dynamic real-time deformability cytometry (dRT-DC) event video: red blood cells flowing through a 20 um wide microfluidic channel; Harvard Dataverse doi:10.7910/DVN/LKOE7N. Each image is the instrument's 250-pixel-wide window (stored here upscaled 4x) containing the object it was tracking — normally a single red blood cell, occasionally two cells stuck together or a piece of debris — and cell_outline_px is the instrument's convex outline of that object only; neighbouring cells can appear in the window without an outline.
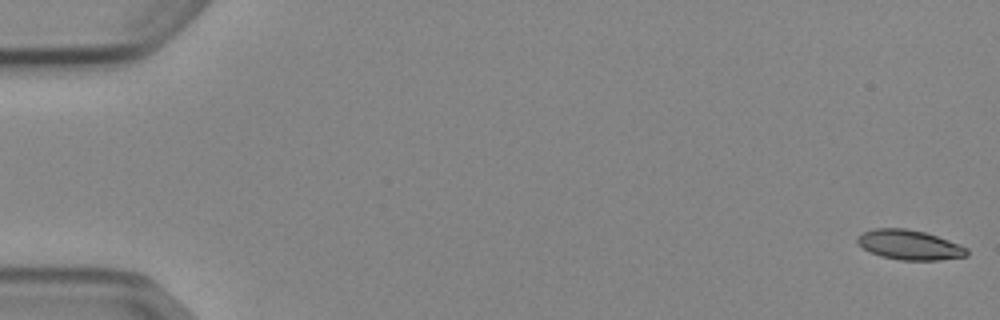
{"species": "Egyptian fruit bat (a non-hibernating species)", "species_latin": "Rousettus aegyptiacus", "temperature_condition": "cold", "stored_images_in_passage": 53, "camera_frame_rate_fps": 3000, "um_per_image_px": 0.085, "animal": {"sex": "female"}, "frame": {"image": 1, "passage_image": 1, "time_ms": 0.0, "image_size_px": [1000, 320], "cell_outline_px": [[968, 256], [940, 260], [900, 260], [880, 256], [864, 248], [856, 240], [856, 236], [864, 232], [876, 228], [904, 228], [924, 232], [960, 244], [968, 248]], "centroid_in_image_um": [77.33, 20.82], "position_along_channel_um": 7.7, "area_um2": 18.9}}
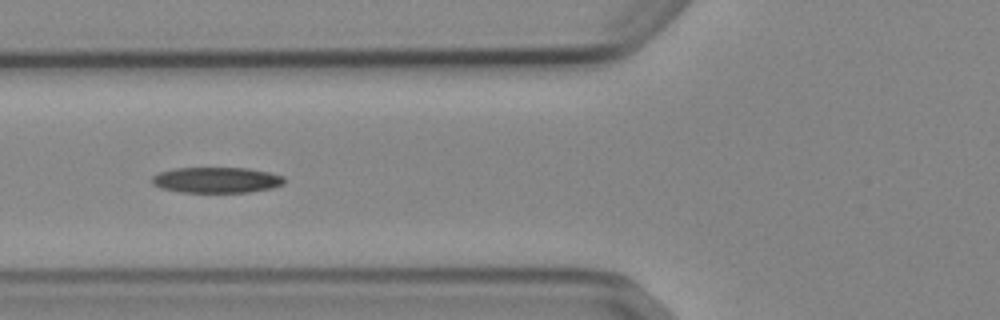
{"frame": {"image": 2, "passage_image": 21, "time_ms": 6.667, "image_size_px": [1000, 320], "cell_outline_px": [[284, 184], [272, 188], [248, 192], [180, 192], [160, 188], [152, 184], [152, 176], [160, 172], [172, 168], [248, 168], [268, 172], [284, 176]], "centroid_in_image_um": [18.39, 15.3], "position_along_channel_um": 107.4, "area_um2": 19.88}}
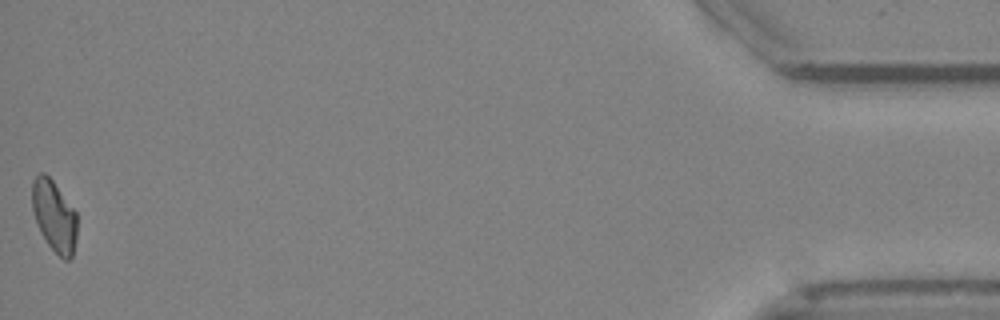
{"frame": {"image": 3, "passage_image": 53, "time_ms": 17.333, "image_size_px": [1000, 320], "cell_outline_px": [[76, 240], [72, 256], [68, 260], [64, 260], [48, 244], [40, 232], [32, 208], [32, 180], [40, 172], [44, 172], [52, 180], [76, 212]], "centroid_in_image_um": [4.6, 18.35], "position_along_channel_um": 430.6, "area_um2": 18.44}}